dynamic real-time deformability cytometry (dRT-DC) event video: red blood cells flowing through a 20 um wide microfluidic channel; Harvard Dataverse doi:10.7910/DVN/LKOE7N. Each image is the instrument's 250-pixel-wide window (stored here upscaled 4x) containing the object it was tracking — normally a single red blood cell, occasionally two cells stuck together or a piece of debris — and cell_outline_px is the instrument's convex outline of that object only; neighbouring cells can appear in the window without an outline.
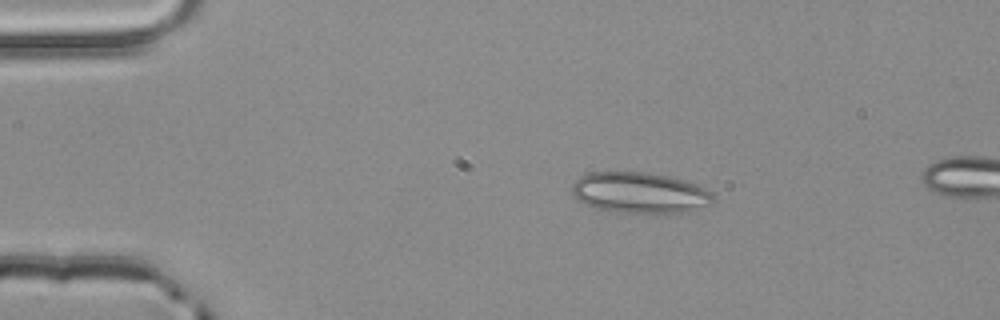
{"species": "common noctule bat (a hibernating species)", "species_latin": "Nyctalus noctula", "temperature_condition": "room temperature", "stored_images_in_passage": 2, "camera_frame_rate_fps": 3000, "um_per_image_px": 0.085, "animal": {"sex": "male", "body_mass_g": 20.4}, "frame": {"image": 1, "passage_image": 1, "time_ms": 0.0, "image_size_px": [1000, 320], "cell_outline_px": [[716, 200], [712, 204], [688, 212], [664, 216], [608, 212], [584, 204], [572, 196], [572, 184], [580, 176], [592, 172], [648, 172], [668, 176], [684, 180], [704, 188], [712, 192], [716, 196]], "centroid_in_image_um": [54.42, 16.44], "position_along_channel_um": 30.6, "area_um2": 35.03}}